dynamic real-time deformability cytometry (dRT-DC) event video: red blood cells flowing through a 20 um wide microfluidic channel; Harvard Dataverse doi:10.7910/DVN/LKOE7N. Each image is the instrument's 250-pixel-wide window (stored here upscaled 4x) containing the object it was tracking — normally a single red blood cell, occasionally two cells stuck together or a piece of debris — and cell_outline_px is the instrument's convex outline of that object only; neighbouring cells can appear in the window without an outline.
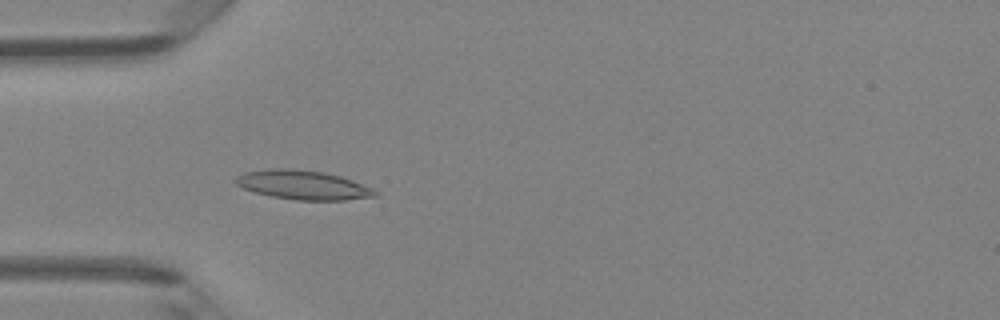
{"species": "Egyptian fruit bat (a non-hibernating species)", "species_latin": "Rousettus aegyptiacus", "temperature_condition": "room temperature", "stored_images_in_passage": 48, "camera_frame_rate_fps": 3000, "um_per_image_px": 0.085, "animal": {"sex": "female"}, "frame": {"image": 1, "passage_image": 15, "time_ms": 4.667, "image_size_px": [1000, 320], "cell_outline_px": [[380, 192], [376, 196], [344, 200], [296, 200], [272, 196], [256, 192], [244, 188], [236, 184], [232, 180], [236, 176], [244, 172], [276, 168], [292, 168], [324, 172], [340, 176], [372, 188]], "centroid_in_image_um": [25.74, 15.72], "position_along_channel_um": 59.3, "area_um2": 23.58}}
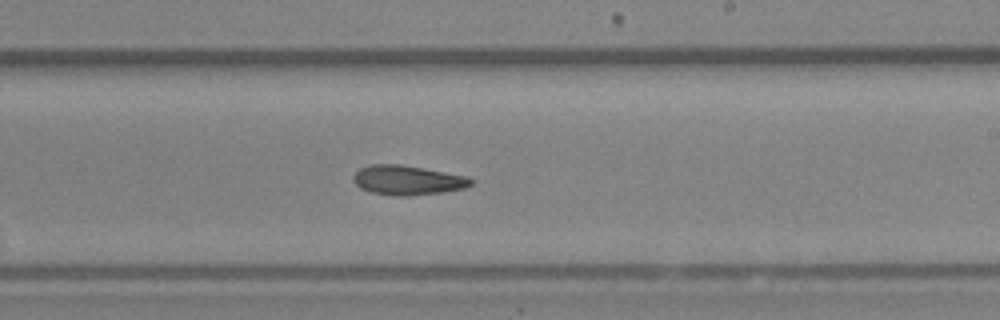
{"frame": {"image": 2, "passage_image": 29, "time_ms": 9.333, "image_size_px": [1000, 320], "cell_outline_px": [[472, 184], [464, 188], [444, 192], [408, 196], [392, 196], [372, 192], [360, 188], [352, 180], [352, 176], [360, 168], [368, 164], [400, 164], [464, 176], [472, 180]], "centroid_in_image_um": [34.57, 15.32], "position_along_channel_um": 254.4, "area_um2": 20.11}}
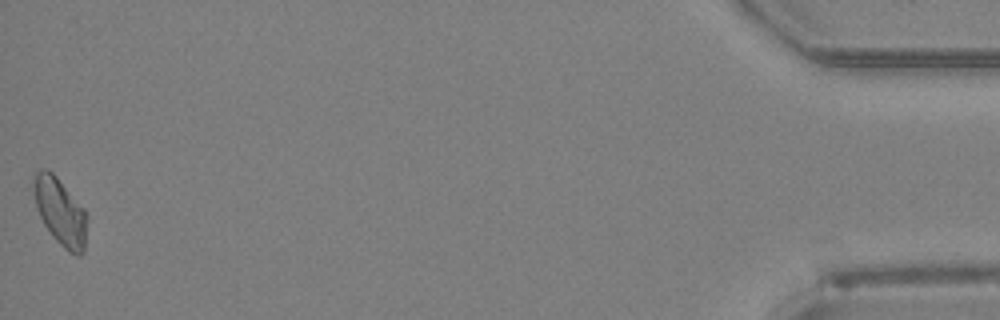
{"frame": {"image": 3, "passage_image": 48, "time_ms": 15.667, "image_size_px": [1000, 320], "cell_outline_px": [[88, 216], [84, 252], [80, 256], [76, 256], [68, 252], [52, 236], [44, 224], [36, 208], [32, 184], [32, 180], [36, 172], [44, 168], [48, 168], [56, 176], [84, 208]], "centroid_in_image_um": [5.13, 18.0], "position_along_channel_um": 430.1, "area_um2": 21.15}}